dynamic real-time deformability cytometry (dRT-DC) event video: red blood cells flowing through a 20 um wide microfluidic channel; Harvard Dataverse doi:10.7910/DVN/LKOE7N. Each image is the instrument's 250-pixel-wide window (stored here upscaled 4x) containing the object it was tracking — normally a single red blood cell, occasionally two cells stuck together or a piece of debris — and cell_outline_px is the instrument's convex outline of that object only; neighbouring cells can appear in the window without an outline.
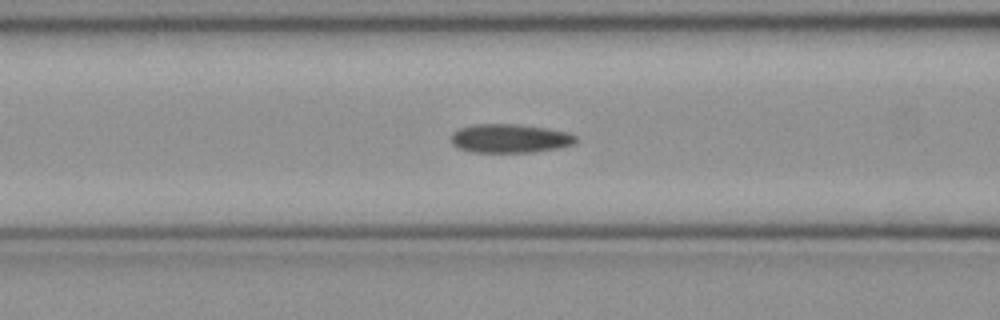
{"species": "common noctule bat (a hibernating species)", "species_latin": "Nyctalus noctula", "temperature_condition": "cold", "stored_images_in_passage": 43, "camera_frame_rate_fps": 3000, "um_per_image_px": 0.085, "animal": {"sex": "female", "body_mass_g": 21.9}, "frame": {"image": 1, "passage_image": 12, "time_ms": 3.667, "image_size_px": [1000, 320], "cell_outline_px": [[576, 140], [572, 144], [560, 148], [532, 152], [472, 152], [456, 148], [452, 144], [452, 132], [460, 128], [476, 124], [520, 124], [548, 128], [568, 132], [576, 136]], "centroid_in_image_um": [43.33, 11.76], "position_along_channel_um": 123.3, "area_um2": 21.04}}
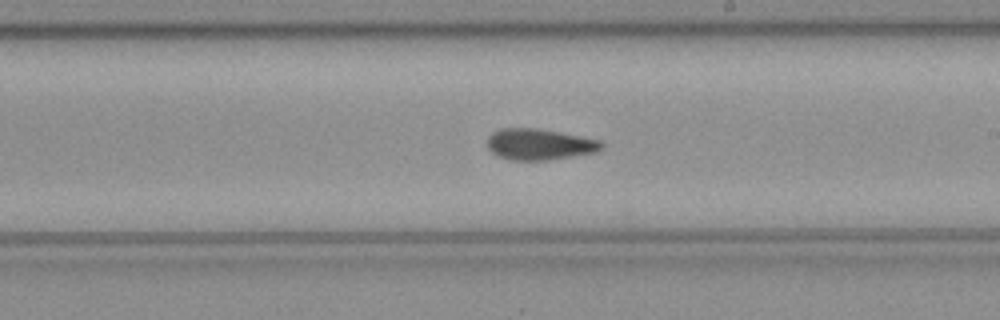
{"frame": {"image": 2, "passage_image": 21, "time_ms": 6.667, "image_size_px": [1000, 320], "cell_outline_px": [[604, 148], [596, 152], [548, 160], [512, 160], [500, 156], [492, 152], [488, 148], [488, 136], [492, 132], [500, 128], [536, 128], [560, 132], [600, 140], [604, 144]], "centroid_in_image_um": [45.86, 12.26], "position_along_channel_um": 243.1, "area_um2": 20.69}}
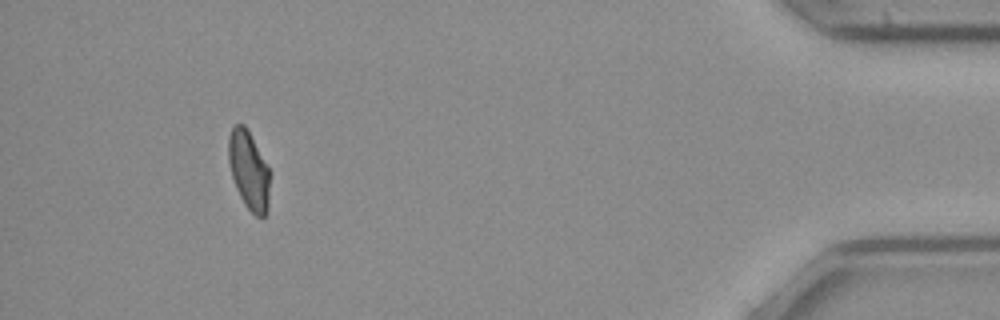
{"frame": {"image": 3, "passage_image": 39, "time_ms": 12.667, "image_size_px": [1000, 320], "cell_outline_px": [[268, 208], [264, 216], [256, 216], [244, 204], [236, 188], [232, 176], [228, 160], [228, 140], [232, 128], [236, 124], [244, 124], [248, 128], [268, 168]], "centroid_in_image_um": [21.12, 14.44], "position_along_channel_um": 414.1, "area_um2": 18.55}, "authors_computed_cell_mechanics": {"area_um2": 20.519, "velocity_mm_per_s": 3.986, "shape_relaxation_time_tau1_ms": null, "shape_relaxation_time_tau2_ms": 3.7152, "deformation_change_tau1": null, "deformation_change_tau2": 0.0846}}